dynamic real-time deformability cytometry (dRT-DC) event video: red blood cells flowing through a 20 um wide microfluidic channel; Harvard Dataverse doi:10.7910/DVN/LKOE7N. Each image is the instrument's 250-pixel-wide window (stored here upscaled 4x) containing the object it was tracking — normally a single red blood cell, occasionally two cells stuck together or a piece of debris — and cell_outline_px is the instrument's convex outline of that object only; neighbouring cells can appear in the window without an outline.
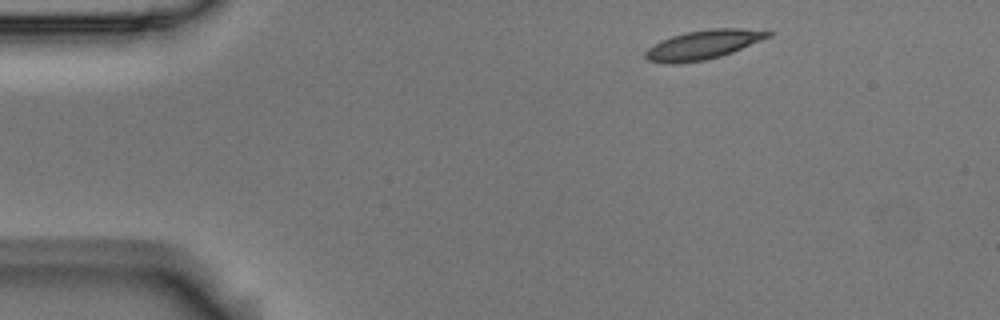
{"species": "Egyptian fruit bat (a non-hibernating species)", "species_latin": "Rousettus aegyptiacus", "temperature_condition": "room temperature", "stored_images_in_passage": 3, "camera_frame_rate_fps": 3000, "um_per_image_px": 0.085, "animal": {"sex": "male"}, "frame": {"image": 1, "passage_image": 1, "time_ms": 0.0, "image_size_px": [1000, 320], "cell_outline_px": [[772, 36], [732, 52], [720, 56], [704, 60], [676, 64], [668, 64], [648, 60], [644, 56], [644, 52], [648, 48], [660, 40], [672, 36], [688, 32], [708, 28], [740, 28], [772, 32]], "centroid_in_image_um": [59.74, 3.8], "position_along_channel_um": 25.3, "area_um2": 20.75}}